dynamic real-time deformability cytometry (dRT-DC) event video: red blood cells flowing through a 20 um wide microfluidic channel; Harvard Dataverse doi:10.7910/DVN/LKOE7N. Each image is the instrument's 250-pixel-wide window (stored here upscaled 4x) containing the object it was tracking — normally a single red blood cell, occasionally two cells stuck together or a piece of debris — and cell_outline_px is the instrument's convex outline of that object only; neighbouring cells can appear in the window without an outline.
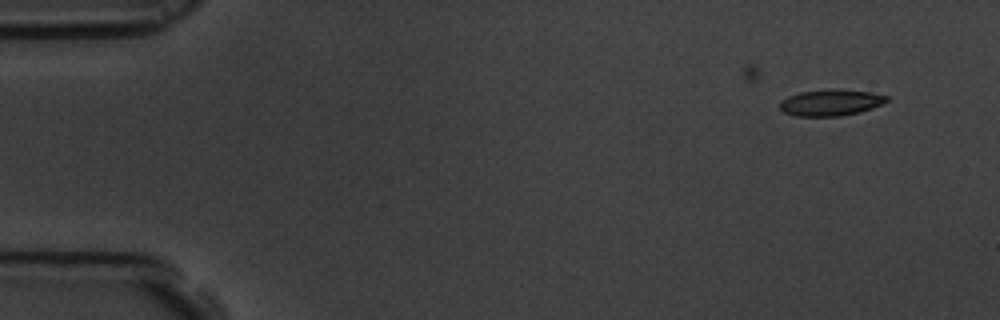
{"species": "common noctule bat (a hibernating species)", "species_latin": "Nyctalus noctula", "temperature_condition": "room temperature", "stored_images_in_passage": 21, "camera_frame_rate_fps": 3000, "um_per_image_px": 0.085, "animal": {"sex": "male", "body_mass_g": 19.5, "forearm_length_mm": 54.6}, "frame": {"image": 1, "passage_image": 1, "time_ms": 0.0, "image_size_px": [1000, 320], "cell_outline_px": [[888, 100], [872, 108], [860, 112], [840, 116], [796, 116], [784, 112], [780, 108], [780, 100], [788, 96], [800, 92], [832, 88], [872, 92], [888, 96]], "centroid_in_image_um": [70.6, 8.71], "position_along_channel_um": 14.4, "area_um2": 16.47}}
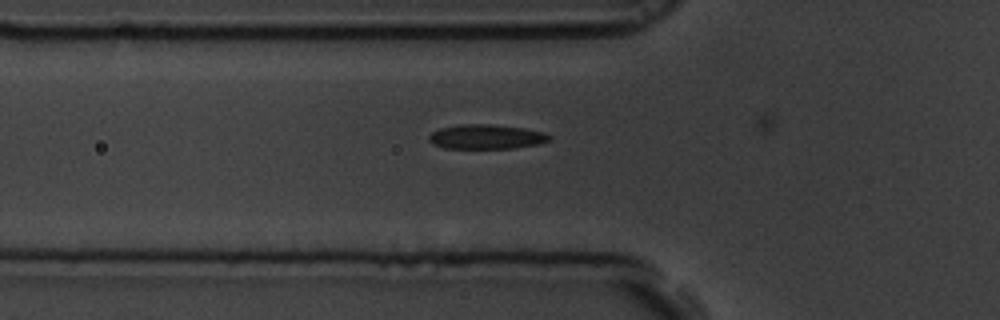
{"frame": {"image": 2, "passage_image": 17, "time_ms": 5.333, "image_size_px": [1000, 320], "cell_outline_px": [[552, 140], [536, 144], [512, 148], [444, 148], [432, 144], [428, 140], [428, 136], [432, 132], [440, 128], [460, 124], [492, 124], [524, 128], [544, 132], [552, 136]], "centroid_in_image_um": [41.32, 11.62], "position_along_channel_um": 84.5, "area_um2": 17.28}}
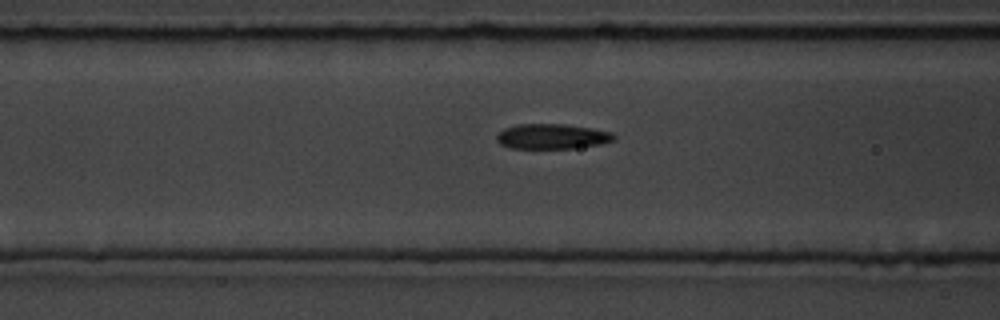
{"frame": {"image": 3, "passage_image": 20, "time_ms": 6.333, "image_size_px": [1000, 320], "cell_outline_px": [[616, 140], [600, 144], [572, 148], [508, 148], [500, 144], [496, 140], [496, 136], [504, 128], [516, 124], [564, 124], [592, 128], [612, 132], [616, 136]], "centroid_in_image_um": [46.92, 11.59], "position_along_channel_um": 119.7, "area_um2": 17.22}}